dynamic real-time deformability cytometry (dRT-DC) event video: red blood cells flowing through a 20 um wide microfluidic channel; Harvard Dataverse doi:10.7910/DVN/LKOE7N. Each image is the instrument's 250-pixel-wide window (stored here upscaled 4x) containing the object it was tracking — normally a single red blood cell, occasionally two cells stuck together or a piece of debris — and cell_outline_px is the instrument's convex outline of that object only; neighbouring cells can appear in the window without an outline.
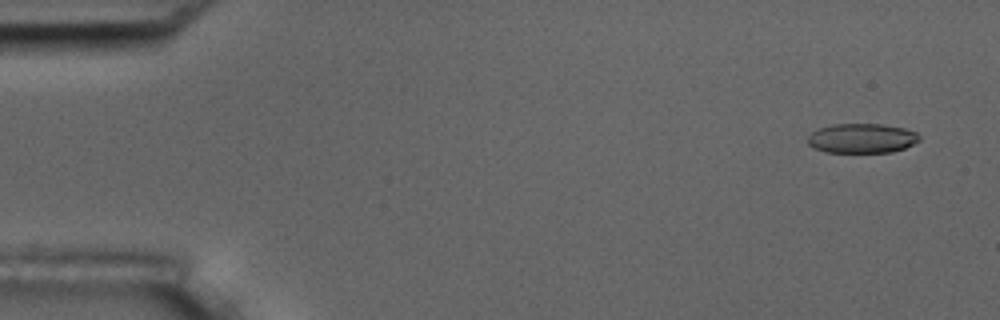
{"species": "common noctule bat (a hibernating species)", "species_latin": "Nyctalus noctula", "temperature_condition": "room temperature", "stored_images_in_passage": 6, "camera_frame_rate_fps": 3000, "um_per_image_px": 0.085, "animal": {"sex": "male", "body_mass_g": 17.5, "forearm_length_mm": 52.3}, "frame": {"image": 1, "passage_image": 1, "time_ms": 0.0, "image_size_px": [1000, 320], "cell_outline_px": [[920, 140], [904, 148], [892, 152], [824, 152], [808, 144], [808, 136], [812, 132], [820, 128], [832, 124], [880, 124], [904, 128], [916, 132], [920, 136]], "centroid_in_image_um": [73.26, 11.75], "position_along_channel_um": 11.7, "area_um2": 19.13}}
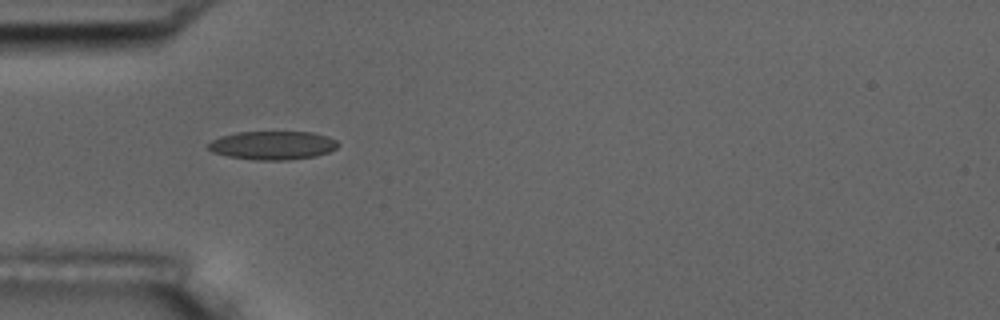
{"frame": {"image": 2, "passage_image": 5, "time_ms": 4.667, "image_size_px": [1000, 320], "cell_outline_px": [[340, 144], [336, 148], [328, 152], [316, 156], [288, 160], [252, 160], [228, 156], [212, 152], [208, 148], [208, 144], [212, 140], [220, 136], [236, 132], [312, 132], [328, 136], [336, 140]], "centroid_in_image_um": [23.18, 12.35], "position_along_channel_um": 61.8, "area_um2": 21.73}}